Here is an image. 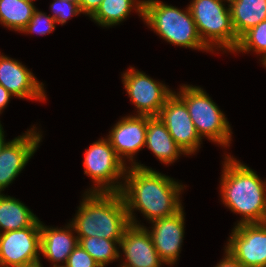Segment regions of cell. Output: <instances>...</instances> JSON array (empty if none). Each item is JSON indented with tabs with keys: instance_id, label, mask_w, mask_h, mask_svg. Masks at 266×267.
<instances>
[{
	"instance_id": "1",
	"label": "cell",
	"mask_w": 266,
	"mask_h": 267,
	"mask_svg": "<svg viewBox=\"0 0 266 267\" xmlns=\"http://www.w3.org/2000/svg\"><path fill=\"white\" fill-rule=\"evenodd\" d=\"M185 187L173 178L137 163V166H128L119 193L130 223L143 226L136 220L134 211L141 212L150 222L171 216L183 207L180 195Z\"/></svg>"
},
{
	"instance_id": "2",
	"label": "cell",
	"mask_w": 266,
	"mask_h": 267,
	"mask_svg": "<svg viewBox=\"0 0 266 267\" xmlns=\"http://www.w3.org/2000/svg\"><path fill=\"white\" fill-rule=\"evenodd\" d=\"M224 159L220 178L222 203L241 215L236 225L261 223L266 212V180L233 156L226 154Z\"/></svg>"
},
{
	"instance_id": "3",
	"label": "cell",
	"mask_w": 266,
	"mask_h": 267,
	"mask_svg": "<svg viewBox=\"0 0 266 267\" xmlns=\"http://www.w3.org/2000/svg\"><path fill=\"white\" fill-rule=\"evenodd\" d=\"M83 195L76 216L70 222L78 241L95 236L120 241L131 225L121 194L85 191Z\"/></svg>"
},
{
	"instance_id": "4",
	"label": "cell",
	"mask_w": 266,
	"mask_h": 267,
	"mask_svg": "<svg viewBox=\"0 0 266 267\" xmlns=\"http://www.w3.org/2000/svg\"><path fill=\"white\" fill-rule=\"evenodd\" d=\"M143 21L172 45L212 52L203 43L188 6L181 10L159 0H144Z\"/></svg>"
},
{
	"instance_id": "5",
	"label": "cell",
	"mask_w": 266,
	"mask_h": 267,
	"mask_svg": "<svg viewBox=\"0 0 266 267\" xmlns=\"http://www.w3.org/2000/svg\"><path fill=\"white\" fill-rule=\"evenodd\" d=\"M228 0H192L188 8L193 16L198 33L203 43L214 52L215 49L232 52L236 49L237 37L230 8L223 2Z\"/></svg>"
},
{
	"instance_id": "6",
	"label": "cell",
	"mask_w": 266,
	"mask_h": 267,
	"mask_svg": "<svg viewBox=\"0 0 266 267\" xmlns=\"http://www.w3.org/2000/svg\"><path fill=\"white\" fill-rule=\"evenodd\" d=\"M174 93L185 103L191 120L203 139L206 137L224 148L230 146L232 130L226 115L220 110L203 88L182 85Z\"/></svg>"
},
{
	"instance_id": "7",
	"label": "cell",
	"mask_w": 266,
	"mask_h": 267,
	"mask_svg": "<svg viewBox=\"0 0 266 267\" xmlns=\"http://www.w3.org/2000/svg\"><path fill=\"white\" fill-rule=\"evenodd\" d=\"M83 165L84 174L93 182L87 192L121 191L128 166L119 158L107 138L93 142L85 150Z\"/></svg>"
},
{
	"instance_id": "8",
	"label": "cell",
	"mask_w": 266,
	"mask_h": 267,
	"mask_svg": "<svg viewBox=\"0 0 266 267\" xmlns=\"http://www.w3.org/2000/svg\"><path fill=\"white\" fill-rule=\"evenodd\" d=\"M122 82L131 103L137 108L136 115L158 116L174 93L165 83L154 80L134 67L122 74Z\"/></svg>"
},
{
	"instance_id": "9",
	"label": "cell",
	"mask_w": 266,
	"mask_h": 267,
	"mask_svg": "<svg viewBox=\"0 0 266 267\" xmlns=\"http://www.w3.org/2000/svg\"><path fill=\"white\" fill-rule=\"evenodd\" d=\"M40 223L1 233L0 267H16L40 260Z\"/></svg>"
},
{
	"instance_id": "10",
	"label": "cell",
	"mask_w": 266,
	"mask_h": 267,
	"mask_svg": "<svg viewBox=\"0 0 266 267\" xmlns=\"http://www.w3.org/2000/svg\"><path fill=\"white\" fill-rule=\"evenodd\" d=\"M224 249L244 267H266V227L262 223L235 225Z\"/></svg>"
},
{
	"instance_id": "11",
	"label": "cell",
	"mask_w": 266,
	"mask_h": 267,
	"mask_svg": "<svg viewBox=\"0 0 266 267\" xmlns=\"http://www.w3.org/2000/svg\"><path fill=\"white\" fill-rule=\"evenodd\" d=\"M158 118L186 155L199 150L203 138L199 136L185 103L175 93L167 99Z\"/></svg>"
},
{
	"instance_id": "12",
	"label": "cell",
	"mask_w": 266,
	"mask_h": 267,
	"mask_svg": "<svg viewBox=\"0 0 266 267\" xmlns=\"http://www.w3.org/2000/svg\"><path fill=\"white\" fill-rule=\"evenodd\" d=\"M42 141V134L34 126L15 137L0 153V193L21 173L34 156Z\"/></svg>"
},
{
	"instance_id": "13",
	"label": "cell",
	"mask_w": 266,
	"mask_h": 267,
	"mask_svg": "<svg viewBox=\"0 0 266 267\" xmlns=\"http://www.w3.org/2000/svg\"><path fill=\"white\" fill-rule=\"evenodd\" d=\"M183 207L175 214L155 219L149 223L151 229H147L153 241L158 255L165 265L173 266L179 260V254L185 234V213Z\"/></svg>"
},
{
	"instance_id": "14",
	"label": "cell",
	"mask_w": 266,
	"mask_h": 267,
	"mask_svg": "<svg viewBox=\"0 0 266 267\" xmlns=\"http://www.w3.org/2000/svg\"><path fill=\"white\" fill-rule=\"evenodd\" d=\"M146 130L147 116L134 113V115L121 118L111 128L107 139L124 163L126 159H129L127 161L131 163V166H137L138 162H136L134 156L141 148L145 147Z\"/></svg>"
},
{
	"instance_id": "15",
	"label": "cell",
	"mask_w": 266,
	"mask_h": 267,
	"mask_svg": "<svg viewBox=\"0 0 266 267\" xmlns=\"http://www.w3.org/2000/svg\"><path fill=\"white\" fill-rule=\"evenodd\" d=\"M0 84L20 99L46 101L43 82L18 60L0 52Z\"/></svg>"
},
{
	"instance_id": "16",
	"label": "cell",
	"mask_w": 266,
	"mask_h": 267,
	"mask_svg": "<svg viewBox=\"0 0 266 267\" xmlns=\"http://www.w3.org/2000/svg\"><path fill=\"white\" fill-rule=\"evenodd\" d=\"M124 261L120 267H161L165 263L156 251L145 226L130 225L120 240Z\"/></svg>"
},
{
	"instance_id": "17",
	"label": "cell",
	"mask_w": 266,
	"mask_h": 267,
	"mask_svg": "<svg viewBox=\"0 0 266 267\" xmlns=\"http://www.w3.org/2000/svg\"><path fill=\"white\" fill-rule=\"evenodd\" d=\"M74 231V232H73ZM71 223L65 228L49 227L40 223V254L53 265L67 262L69 255L78 245L77 235ZM56 263V264H55Z\"/></svg>"
},
{
	"instance_id": "18",
	"label": "cell",
	"mask_w": 266,
	"mask_h": 267,
	"mask_svg": "<svg viewBox=\"0 0 266 267\" xmlns=\"http://www.w3.org/2000/svg\"><path fill=\"white\" fill-rule=\"evenodd\" d=\"M145 147L166 165L177 161L182 154L186 155L158 116H147Z\"/></svg>"
},
{
	"instance_id": "19",
	"label": "cell",
	"mask_w": 266,
	"mask_h": 267,
	"mask_svg": "<svg viewBox=\"0 0 266 267\" xmlns=\"http://www.w3.org/2000/svg\"><path fill=\"white\" fill-rule=\"evenodd\" d=\"M231 21L238 38L266 20V0H228Z\"/></svg>"
},
{
	"instance_id": "20",
	"label": "cell",
	"mask_w": 266,
	"mask_h": 267,
	"mask_svg": "<svg viewBox=\"0 0 266 267\" xmlns=\"http://www.w3.org/2000/svg\"><path fill=\"white\" fill-rule=\"evenodd\" d=\"M39 218L22 201L0 193V232L32 226Z\"/></svg>"
},
{
	"instance_id": "21",
	"label": "cell",
	"mask_w": 266,
	"mask_h": 267,
	"mask_svg": "<svg viewBox=\"0 0 266 267\" xmlns=\"http://www.w3.org/2000/svg\"><path fill=\"white\" fill-rule=\"evenodd\" d=\"M134 9L143 20L144 0H102L90 18L102 27L116 26L126 20Z\"/></svg>"
},
{
	"instance_id": "22",
	"label": "cell",
	"mask_w": 266,
	"mask_h": 267,
	"mask_svg": "<svg viewBox=\"0 0 266 267\" xmlns=\"http://www.w3.org/2000/svg\"><path fill=\"white\" fill-rule=\"evenodd\" d=\"M36 9L34 3L26 0H0V24L20 33Z\"/></svg>"
},
{
	"instance_id": "23",
	"label": "cell",
	"mask_w": 266,
	"mask_h": 267,
	"mask_svg": "<svg viewBox=\"0 0 266 267\" xmlns=\"http://www.w3.org/2000/svg\"><path fill=\"white\" fill-rule=\"evenodd\" d=\"M84 250H86L100 265L113 263V261L122 258L120 255V241L99 238V237H83L78 242Z\"/></svg>"
},
{
	"instance_id": "24",
	"label": "cell",
	"mask_w": 266,
	"mask_h": 267,
	"mask_svg": "<svg viewBox=\"0 0 266 267\" xmlns=\"http://www.w3.org/2000/svg\"><path fill=\"white\" fill-rule=\"evenodd\" d=\"M250 51L262 56L260 61L266 57V20L245 32L239 38L238 45L233 53H250Z\"/></svg>"
},
{
	"instance_id": "25",
	"label": "cell",
	"mask_w": 266,
	"mask_h": 267,
	"mask_svg": "<svg viewBox=\"0 0 266 267\" xmlns=\"http://www.w3.org/2000/svg\"><path fill=\"white\" fill-rule=\"evenodd\" d=\"M56 28V21L52 16L36 9L33 12L32 18L21 33H36L38 35H46L53 32Z\"/></svg>"
},
{
	"instance_id": "26",
	"label": "cell",
	"mask_w": 266,
	"mask_h": 267,
	"mask_svg": "<svg viewBox=\"0 0 266 267\" xmlns=\"http://www.w3.org/2000/svg\"><path fill=\"white\" fill-rule=\"evenodd\" d=\"M50 9L53 12L52 18L56 21V24L60 25L67 23L69 18L82 13L78 2L71 0H53Z\"/></svg>"
},
{
	"instance_id": "27",
	"label": "cell",
	"mask_w": 266,
	"mask_h": 267,
	"mask_svg": "<svg viewBox=\"0 0 266 267\" xmlns=\"http://www.w3.org/2000/svg\"><path fill=\"white\" fill-rule=\"evenodd\" d=\"M65 264L68 267H100L95 259L79 243L69 255Z\"/></svg>"
},
{
	"instance_id": "28",
	"label": "cell",
	"mask_w": 266,
	"mask_h": 267,
	"mask_svg": "<svg viewBox=\"0 0 266 267\" xmlns=\"http://www.w3.org/2000/svg\"><path fill=\"white\" fill-rule=\"evenodd\" d=\"M77 2L81 12L91 17L102 3V0H78Z\"/></svg>"
},
{
	"instance_id": "29",
	"label": "cell",
	"mask_w": 266,
	"mask_h": 267,
	"mask_svg": "<svg viewBox=\"0 0 266 267\" xmlns=\"http://www.w3.org/2000/svg\"><path fill=\"white\" fill-rule=\"evenodd\" d=\"M224 258L215 267H244L237 259H235L227 250L224 249Z\"/></svg>"
},
{
	"instance_id": "30",
	"label": "cell",
	"mask_w": 266,
	"mask_h": 267,
	"mask_svg": "<svg viewBox=\"0 0 266 267\" xmlns=\"http://www.w3.org/2000/svg\"><path fill=\"white\" fill-rule=\"evenodd\" d=\"M11 97L12 94L0 84V114L3 113V109L6 108Z\"/></svg>"
},
{
	"instance_id": "31",
	"label": "cell",
	"mask_w": 266,
	"mask_h": 267,
	"mask_svg": "<svg viewBox=\"0 0 266 267\" xmlns=\"http://www.w3.org/2000/svg\"><path fill=\"white\" fill-rule=\"evenodd\" d=\"M1 122V121H0ZM4 129L2 127V124L0 123V153L5 148V146L10 142L5 140L4 136Z\"/></svg>"
},
{
	"instance_id": "32",
	"label": "cell",
	"mask_w": 266,
	"mask_h": 267,
	"mask_svg": "<svg viewBox=\"0 0 266 267\" xmlns=\"http://www.w3.org/2000/svg\"><path fill=\"white\" fill-rule=\"evenodd\" d=\"M16 267H43L42 263L40 262V260L29 263V264H25V265H20V266H16Z\"/></svg>"
},
{
	"instance_id": "33",
	"label": "cell",
	"mask_w": 266,
	"mask_h": 267,
	"mask_svg": "<svg viewBox=\"0 0 266 267\" xmlns=\"http://www.w3.org/2000/svg\"><path fill=\"white\" fill-rule=\"evenodd\" d=\"M265 227H266V212H265V215H264V218H263V221L261 222Z\"/></svg>"
},
{
	"instance_id": "34",
	"label": "cell",
	"mask_w": 266,
	"mask_h": 267,
	"mask_svg": "<svg viewBox=\"0 0 266 267\" xmlns=\"http://www.w3.org/2000/svg\"><path fill=\"white\" fill-rule=\"evenodd\" d=\"M261 62L263 64V66L266 67V57L263 60H261Z\"/></svg>"
},
{
	"instance_id": "35",
	"label": "cell",
	"mask_w": 266,
	"mask_h": 267,
	"mask_svg": "<svg viewBox=\"0 0 266 267\" xmlns=\"http://www.w3.org/2000/svg\"><path fill=\"white\" fill-rule=\"evenodd\" d=\"M53 267H68L66 264L61 265H54Z\"/></svg>"
}]
</instances>
